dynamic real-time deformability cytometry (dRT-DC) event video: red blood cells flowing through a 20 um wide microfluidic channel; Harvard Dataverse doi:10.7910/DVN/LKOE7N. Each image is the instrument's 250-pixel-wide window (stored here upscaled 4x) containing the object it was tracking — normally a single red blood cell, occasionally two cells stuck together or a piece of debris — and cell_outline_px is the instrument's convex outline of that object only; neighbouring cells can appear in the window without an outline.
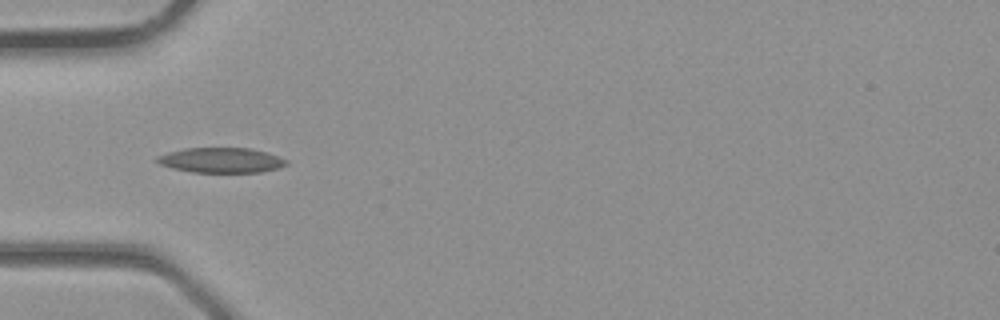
{"species": "common noctule bat (a hibernating species)", "species_latin": "Nyctalus noctula", "temperature_condition": "room temperature", "stored_images_in_passage": 4, "camera_frame_rate_fps": 3000, "um_per_image_px": 0.085, "animal": {"sex": "male", "body_mass_g": 23.1, "forearm_length_mm": 52.7}, "frame": {"image": 1, "passage_image": 4, "time_ms": 1.0, "image_size_px": [1000, 320], "cell_outline_px": [[288, 164], [280, 168], [260, 172], [192, 172], [172, 168], [160, 164], [156, 160], [156, 156], [168, 152], [184, 148], [248, 148], [264, 152], [288, 160]], "centroid_in_image_um": [18.78, 13.62], "position_along_channel_um": 66.2, "area_um2": 18.79}}